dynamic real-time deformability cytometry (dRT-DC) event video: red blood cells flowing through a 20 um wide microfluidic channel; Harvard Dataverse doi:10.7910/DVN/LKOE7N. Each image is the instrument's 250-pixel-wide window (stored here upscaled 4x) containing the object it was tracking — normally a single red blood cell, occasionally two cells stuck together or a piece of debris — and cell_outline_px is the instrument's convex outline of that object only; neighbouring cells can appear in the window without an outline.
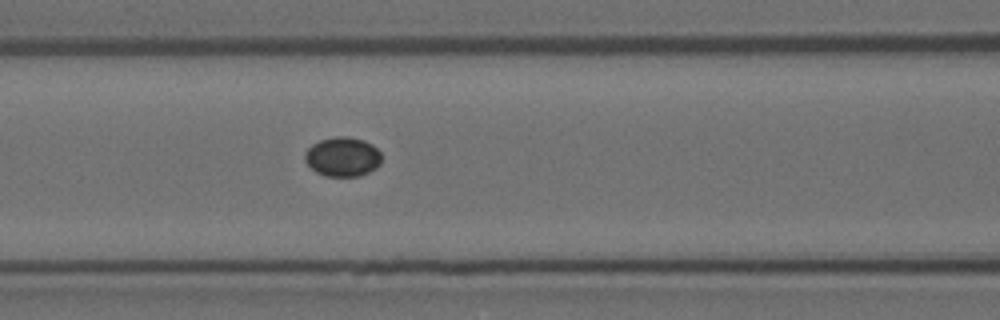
{"species": "Egyptian fruit bat (a non-hibernating species)", "species_latin": "Rousettus aegyptiacus", "temperature_condition": "room temperature", "stored_images_in_passage": 6, "camera_frame_rate_fps": 3000, "um_per_image_px": 0.085, "animal": {"sex": "female"}, "frame": {"image": 1, "passage_image": 6, "time_ms": 1.667, "image_size_px": [1000, 320], "cell_outline_px": [[380, 164], [376, 168], [360, 176], [324, 176], [316, 172], [304, 160], [304, 152], [312, 144], [320, 140], [336, 136], [348, 136], [364, 140], [372, 144], [380, 152]], "centroid_in_image_um": [29.11, 13.32], "position_along_channel_um": 137.5, "area_um2": 17.69}}